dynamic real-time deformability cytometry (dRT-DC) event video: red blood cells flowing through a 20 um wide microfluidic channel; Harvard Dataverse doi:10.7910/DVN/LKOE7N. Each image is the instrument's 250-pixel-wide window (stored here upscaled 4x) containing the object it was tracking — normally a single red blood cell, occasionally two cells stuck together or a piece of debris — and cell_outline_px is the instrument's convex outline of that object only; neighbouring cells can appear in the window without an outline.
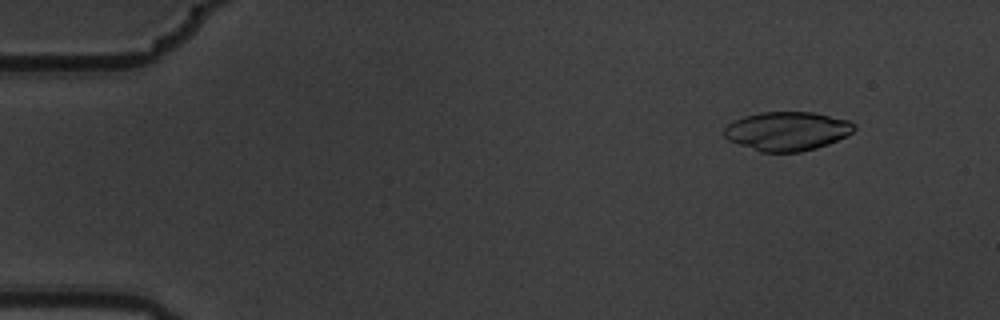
{"species": "common noctule bat (a hibernating species)", "species_latin": "Nyctalus noctula", "temperature_condition": "warm", "stored_images_in_passage": 5, "camera_frame_rate_fps": 3000, "um_per_image_px": 0.085, "animal": {"sex": "male", "body_mass_g": 19.5, "forearm_length_mm": 54.6}, "frame": {"image": 1, "passage_image": 2, "time_ms": 0.333, "image_size_px": [1000, 320], "cell_outline_px": [[856, 128], [848, 136], [828, 144], [816, 148], [800, 152], [760, 152], [728, 140], [724, 136], [724, 128], [732, 120], [744, 116], [760, 112], [812, 112], [848, 120], [856, 124]], "centroid_in_image_um": [66.9, 11.14], "position_along_channel_um": 18.1, "area_um2": 29.65}}